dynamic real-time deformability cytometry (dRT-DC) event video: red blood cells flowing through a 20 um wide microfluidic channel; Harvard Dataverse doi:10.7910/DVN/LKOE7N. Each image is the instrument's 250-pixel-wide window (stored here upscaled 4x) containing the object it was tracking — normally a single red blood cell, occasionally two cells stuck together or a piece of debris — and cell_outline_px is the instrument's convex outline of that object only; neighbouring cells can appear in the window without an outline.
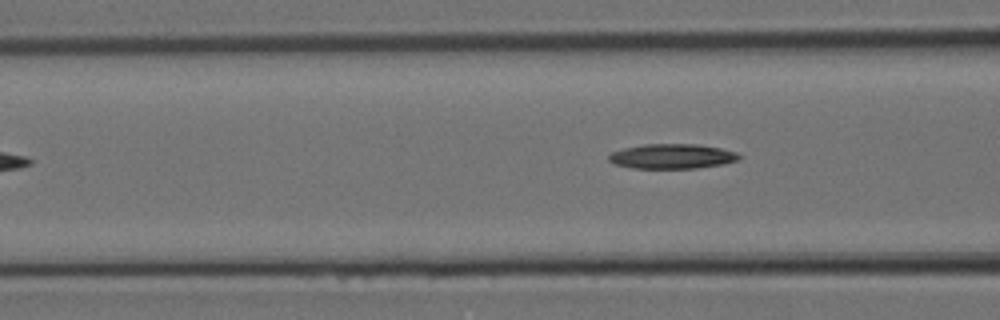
{"species": "Egyptian fruit bat (a non-hibernating species)", "species_latin": "Rousettus aegyptiacus", "temperature_condition": "room temperature", "stored_images_in_passage": 7, "segment_of_instrument_passage": [2, 2], "camera_frame_rate_fps": 3000, "um_per_image_px": 0.085, "animal": {"sex": "female"}, "frame": {"image": 1, "passage_image": 7, "time_ms": 2.0, "image_size_px": [1000, 320], "cell_outline_px": [[740, 160], [724, 164], [696, 168], [632, 168], [616, 164], [608, 160], [608, 156], [612, 152], [624, 148], [644, 144], [696, 144], [720, 148], [736, 152], [740, 156]], "centroid_in_image_um": [57.14, 13.29], "position_along_channel_um": 109.5, "area_um2": 18.79}}